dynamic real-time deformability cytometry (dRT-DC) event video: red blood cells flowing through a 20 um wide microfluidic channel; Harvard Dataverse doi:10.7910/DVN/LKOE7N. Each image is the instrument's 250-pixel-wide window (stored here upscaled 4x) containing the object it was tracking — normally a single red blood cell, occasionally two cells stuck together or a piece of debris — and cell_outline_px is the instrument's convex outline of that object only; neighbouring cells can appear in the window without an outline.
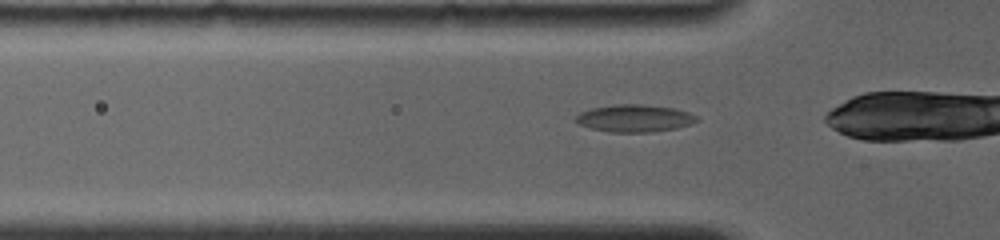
{"species": "common noctule bat (a hibernating species)", "species_latin": "Nyctalus noctula", "temperature_condition": "room temperature", "stored_images_in_passage": 36, "camera_frame_rate_fps": 4000, "um_per_image_px": 0.085, "animal": {"sex": "female", "body_mass_g": 19.0, "forearm_length_mm": 56.7}, "frame": {"image": 1, "passage_image": 3, "time_ms": 0.5, "image_size_px": [1000, 240], "cell_outline_px": [[700, 120], [676, 128], [648, 132], [612, 132], [592, 128], [580, 124], [576, 120], [576, 116], [580, 112], [592, 108], [616, 104], [640, 104], [676, 108], [688, 112], [696, 116]], "centroid_in_image_um": [53.95, 10.04], "position_along_channel_um": 71.8, "area_um2": 19.02}}
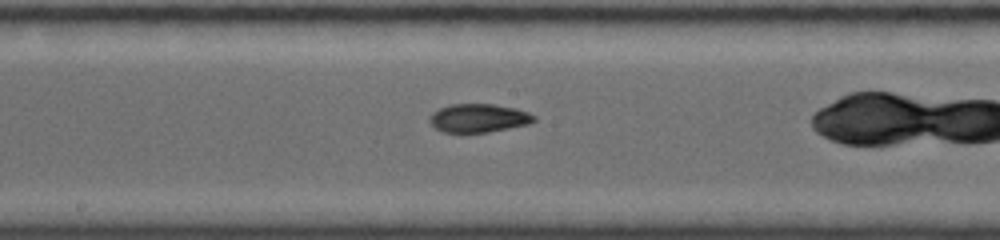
{"frame": {"image": 2, "passage_image": 18, "time_ms": 4.0, "image_size_px": [1000, 240], "cell_outline_px": [[536, 120], [528, 124], [488, 132], [444, 132], [436, 128], [428, 120], [428, 116], [432, 112], [440, 108], [452, 104], [492, 104], [516, 108], [528, 112], [536, 116]], "centroid_in_image_um": [40.68, 10.03], "position_along_channel_um": 207.5, "area_um2": 17.28}}
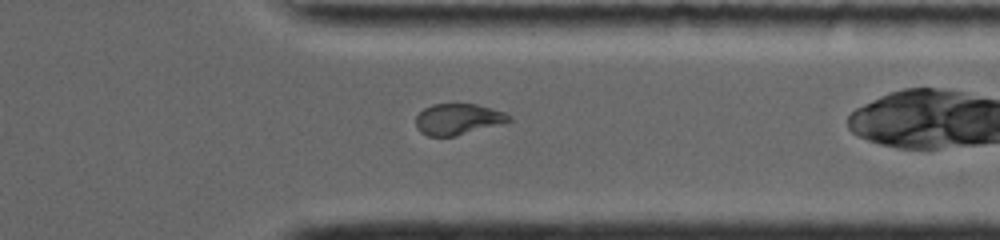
{"frame": {"image": 3, "passage_image": 34, "time_ms": 8.25, "image_size_px": [1000, 240], "cell_outline_px": [[512, 120], [504, 124], [456, 136], [428, 136], [420, 132], [416, 128], [416, 116], [424, 108], [432, 104], [476, 104], [492, 108], [504, 112], [512, 116]], "centroid_in_image_um": [38.96, 10.14], "position_along_channel_um": 372.4, "area_um2": 17.11}}